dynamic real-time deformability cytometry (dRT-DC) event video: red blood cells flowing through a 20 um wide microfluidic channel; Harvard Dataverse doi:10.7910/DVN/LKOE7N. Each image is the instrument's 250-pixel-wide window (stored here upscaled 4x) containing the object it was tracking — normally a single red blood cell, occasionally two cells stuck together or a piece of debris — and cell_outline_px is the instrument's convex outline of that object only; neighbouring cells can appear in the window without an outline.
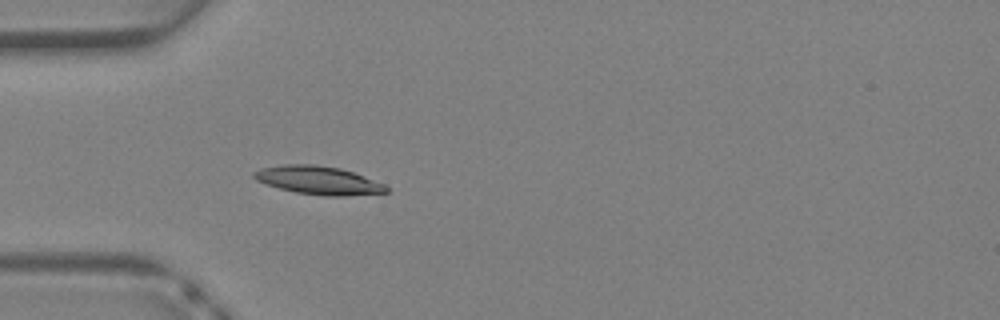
{"species": "Egyptian fruit bat (a non-hibernating species)", "species_latin": "Rousettus aegyptiacus", "temperature_condition": "warm", "stored_images_in_passage": 28, "camera_frame_rate_fps": 3000, "um_per_image_px": 0.085, "animal": {"sex": "female"}, "frame": {"image": 1, "passage_image": 1, "time_ms": 0.0, "image_size_px": [1000, 320], "cell_outline_px": [[388, 192], [344, 196], [324, 196], [296, 192], [280, 188], [256, 180], [252, 176], [252, 172], [260, 168], [284, 164], [316, 164], [340, 168], [364, 176], [384, 184], [388, 188]], "centroid_in_image_um": [27.05, 15.32], "position_along_channel_um": 58.0, "area_um2": 21.73}}
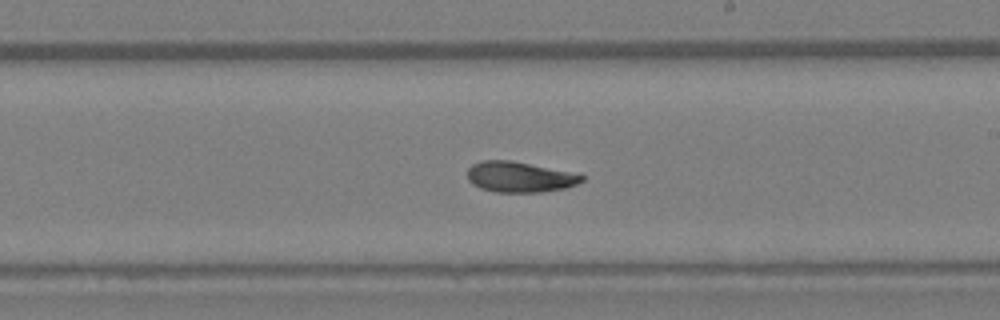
{"frame": {"image": 2, "passage_image": 12, "time_ms": 3.667, "image_size_px": [1000, 320], "cell_outline_px": [[584, 180], [576, 184], [564, 188], [540, 192], [496, 192], [480, 188], [472, 184], [468, 180], [468, 168], [472, 164], [480, 160], [512, 160], [580, 172], [584, 176]], "centroid_in_image_um": [44.22, 15.02], "position_along_channel_um": 244.8, "area_um2": 20.87}}
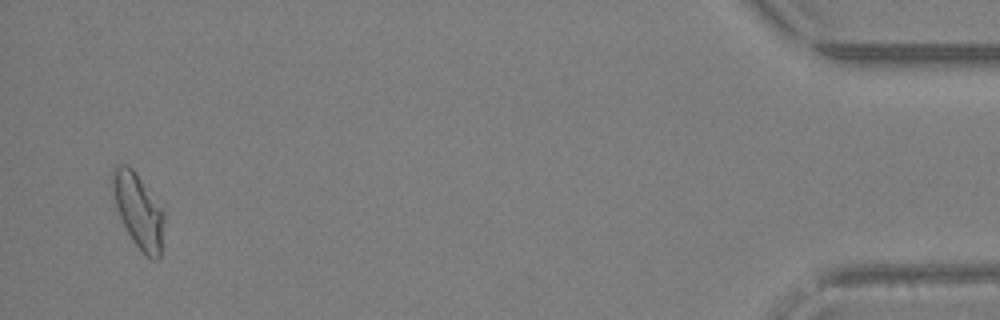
{"frame": {"image": 3, "passage_image": 27, "time_ms": 8.667, "image_size_px": [1000, 320], "cell_outline_px": [[164, 220], [160, 260], [152, 260], [136, 244], [128, 232], [120, 216], [112, 192], [112, 168], [116, 164], [128, 164], [136, 172], [160, 208], [164, 216]], "centroid_in_image_um": [11.75, 17.88], "position_along_channel_um": 423.5, "area_um2": 21.79}}